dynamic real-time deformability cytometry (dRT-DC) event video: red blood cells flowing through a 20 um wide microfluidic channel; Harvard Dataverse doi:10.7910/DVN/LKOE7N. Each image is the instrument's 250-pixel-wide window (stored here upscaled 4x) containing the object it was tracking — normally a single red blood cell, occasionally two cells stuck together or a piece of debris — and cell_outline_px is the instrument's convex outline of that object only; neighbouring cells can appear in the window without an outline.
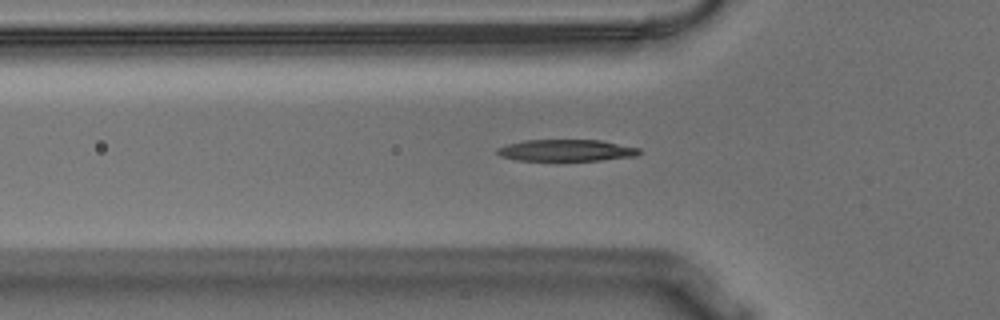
{"species": "Egyptian fruit bat (a non-hibernating species)", "species_latin": "Rousettus aegyptiacus", "temperature_condition": "warm", "stored_images_in_passage": 39, "camera_frame_rate_fps": 3000, "um_per_image_px": 0.085, "animal": {"sex": "male"}, "frame": {"image": 1, "passage_image": 2, "time_ms": 0.333, "image_size_px": [1000, 320], "cell_outline_px": [[640, 152], [636, 156], [600, 160], [516, 160], [500, 156], [496, 152], [496, 148], [508, 144], [524, 140], [600, 140], [640, 148]], "centroid_in_image_um": [48.11, 12.77], "position_along_channel_um": 77.7, "area_um2": 17.8}}
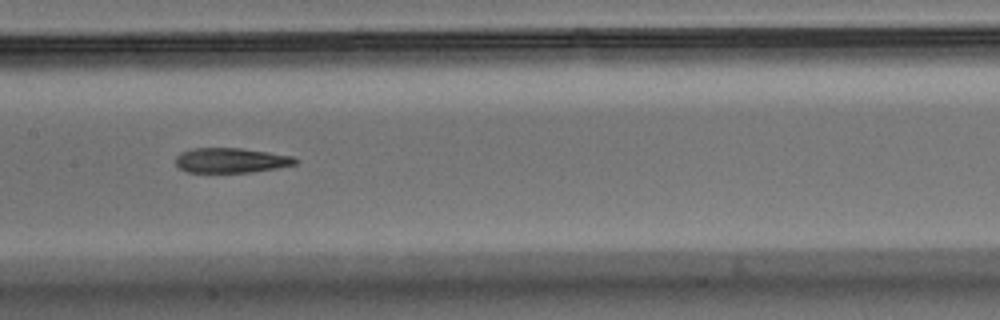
{"frame": {"image": 2, "passage_image": 11, "time_ms": 3.333, "image_size_px": [1000, 320], "cell_outline_px": [[296, 164], [276, 168], [252, 172], [188, 172], [180, 168], [176, 164], [176, 156], [180, 152], [192, 148], [240, 148], [268, 152], [292, 156], [296, 160]], "centroid_in_image_um": [19.6, 13.62], "position_along_channel_um": 187.8, "area_um2": 17.22}}
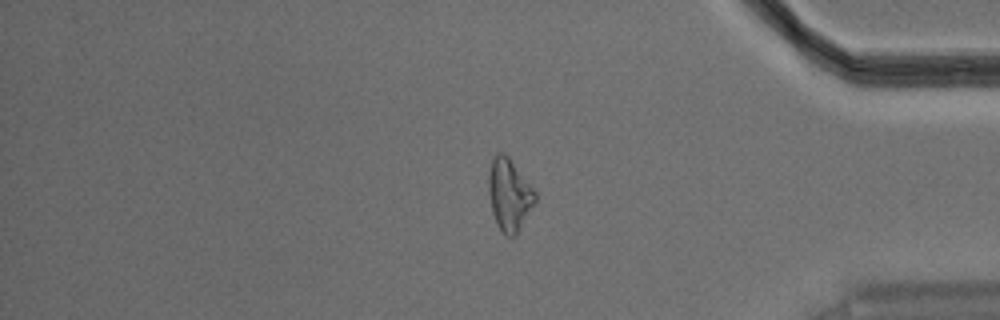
{"frame": {"image": 3, "passage_image": 30, "time_ms": 9.667, "image_size_px": [1000, 320], "cell_outline_px": [[536, 204], [516, 236], [504, 236], [496, 224], [492, 212], [488, 188], [488, 172], [492, 160], [496, 152], [504, 152], [508, 156], [536, 192]], "centroid_in_image_um": [43.29, 16.58], "position_along_channel_um": 391.9, "area_um2": 19.88}, "authors_computed_cell_mechanics": {"area_um2": 18.6694, "velocity_mm_per_s": 3.6274, "shape_relaxation_time_tau1_ms": 8.4481, "shape_relaxation_time_tau2_ms": 5.4596, "deformation_change_tau1": 0.2588, "deformation_change_tau2": 0.1721}}